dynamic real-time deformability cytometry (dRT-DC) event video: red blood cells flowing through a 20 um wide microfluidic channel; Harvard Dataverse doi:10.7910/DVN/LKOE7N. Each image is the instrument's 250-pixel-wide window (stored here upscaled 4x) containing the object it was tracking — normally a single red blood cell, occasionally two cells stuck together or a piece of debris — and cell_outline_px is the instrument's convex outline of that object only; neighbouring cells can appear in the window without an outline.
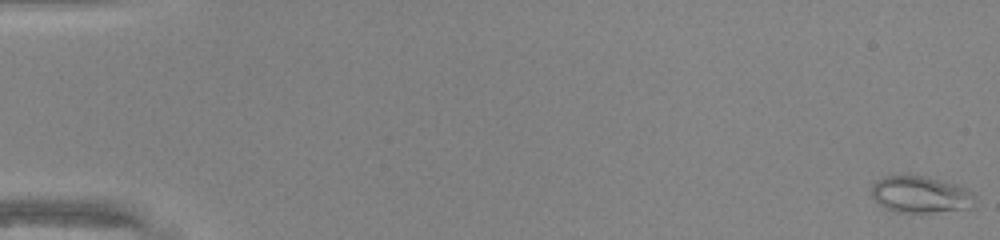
{"species": "common noctule bat (a hibernating species)", "species_latin": "Nyctalus noctula", "temperature_condition": "warm", "stored_images_in_passage": 49, "camera_frame_rate_fps": 3000, "um_per_image_px": 0.085, "animal": {"sex": "male", "body_mass_g": 20.0, "forearm_length_mm": 53.3}, "frame": {"image": 1, "passage_image": 1, "time_ms": 0.0, "image_size_px": [1000, 240], "cell_outline_px": [[972, 208], [932, 212], [896, 212], [884, 208], [872, 196], [872, 184], [876, 180], [884, 176], [924, 176], [952, 184], [964, 188], [972, 192]], "centroid_in_image_um": [78.18, 16.54], "position_along_channel_um": 6.8, "area_um2": 21.62}}
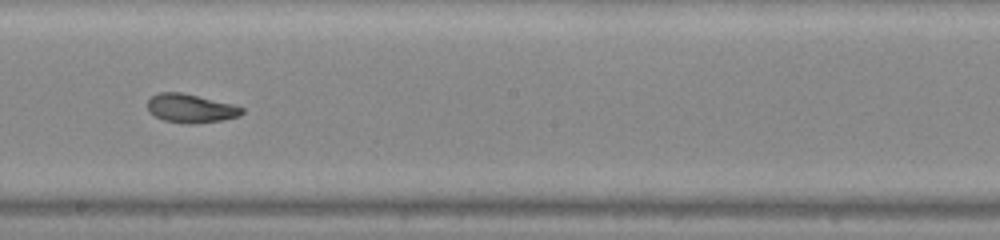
{"frame": {"image": 2, "passage_image": 29, "time_ms": 9.333, "image_size_px": [1000, 240], "cell_outline_px": [[244, 112], [240, 116], [220, 120], [196, 124], [188, 124], [164, 120], [148, 112], [148, 100], [152, 96], [160, 92], [180, 92], [232, 104], [244, 108]], "centroid_in_image_um": [16.21, 9.22], "position_along_channel_um": 232.0, "area_um2": 15.66}}
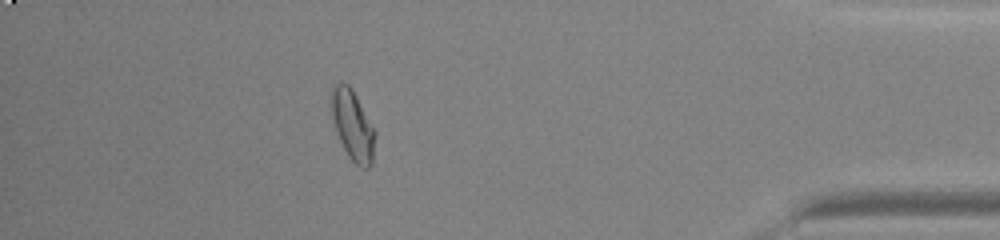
{"frame": {"image": 3, "passage_image": 44, "time_ms": 14.333, "image_size_px": [1000, 240], "cell_outline_px": [[376, 136], [372, 164], [368, 168], [360, 168], [348, 156], [340, 140], [332, 116], [332, 84], [340, 80], [348, 84], [352, 88], [376, 132]], "centroid_in_image_um": [30.0, 10.64], "position_along_channel_um": 405.2, "area_um2": 17.8}, "authors_computed_cell_mechanics": {"area_um2": 17.3978, "velocity_mm_per_s": 4.3065, "shape_relaxation_time_tau1_ms": 4.9782, "shape_relaxation_time_tau2_ms": 1.6736, "deformation_change_tau1": 0.1718, "deformation_change_tau2": 0.0655}}